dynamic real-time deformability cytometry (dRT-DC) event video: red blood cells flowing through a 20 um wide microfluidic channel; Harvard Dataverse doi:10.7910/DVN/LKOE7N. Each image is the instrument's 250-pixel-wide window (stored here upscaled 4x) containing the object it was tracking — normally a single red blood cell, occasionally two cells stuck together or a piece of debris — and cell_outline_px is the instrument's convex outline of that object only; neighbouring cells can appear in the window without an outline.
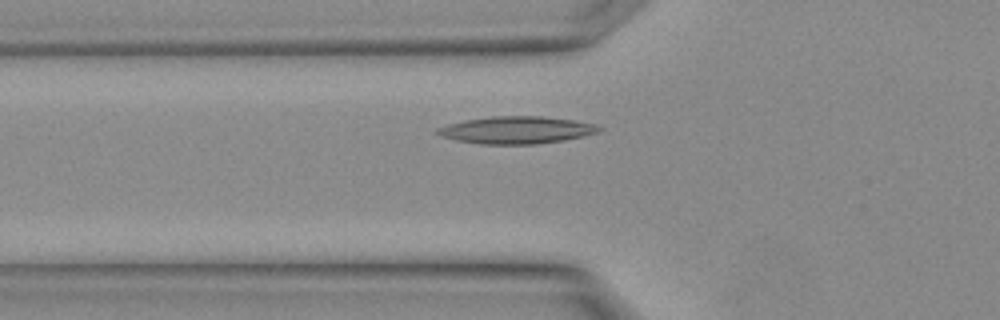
{"species": "Egyptian fruit bat (a non-hibernating species)", "species_latin": "Rousettus aegyptiacus", "temperature_condition": "warm", "stored_images_in_passage": 24, "camera_frame_rate_fps": 3000, "um_per_image_px": 0.085, "animal": {"sex": "female"}, "frame": {"image": 1, "passage_image": 4, "time_ms": 1.0, "image_size_px": [1000, 320], "cell_outline_px": [[604, 128], [600, 132], [584, 136], [564, 140], [536, 144], [480, 144], [456, 140], [440, 136], [436, 132], [436, 128], [448, 124], [464, 120], [492, 116], [544, 116], [572, 120], [596, 124]], "centroid_in_image_um": [43.92, 11.05], "position_along_channel_um": 81.9, "area_um2": 25.84}}